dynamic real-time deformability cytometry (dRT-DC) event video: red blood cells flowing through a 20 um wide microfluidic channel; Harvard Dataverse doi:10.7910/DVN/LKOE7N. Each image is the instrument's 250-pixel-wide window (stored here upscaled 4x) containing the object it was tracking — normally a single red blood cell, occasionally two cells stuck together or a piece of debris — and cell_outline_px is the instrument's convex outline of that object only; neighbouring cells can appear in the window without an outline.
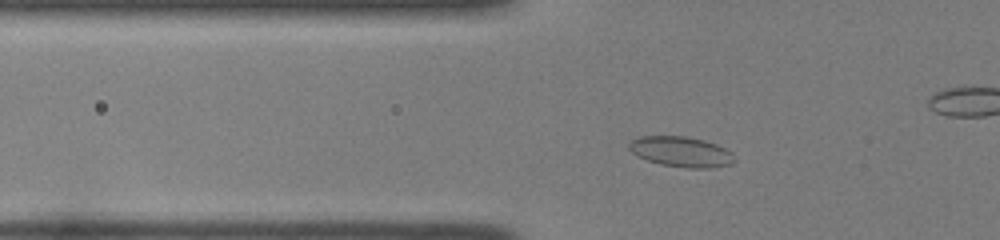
{"species": "common noctule bat (a hibernating species)", "species_latin": "Nyctalus noctula", "temperature_condition": "room temperature", "stored_images_in_passage": 43, "camera_frame_rate_fps": 3000, "um_per_image_px": 0.085, "animal": {"sex": "female", "body_mass_g": 22.0, "forearm_length_mm": 56.7}, "frame": {"image": 1, "passage_image": 9, "time_ms": 2.667, "image_size_px": [1000, 240], "cell_outline_px": [[736, 160], [732, 164], [712, 168], [688, 168], [660, 164], [636, 156], [628, 148], [628, 144], [632, 140], [640, 136], [684, 136], [704, 140], [716, 144], [732, 152]], "centroid_in_image_um": [57.9, 12.9], "position_along_channel_um": 67.9, "area_um2": 18.73}}
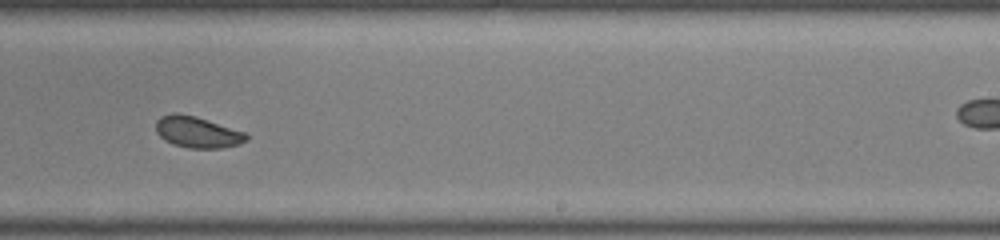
{"frame": {"image": 2, "passage_image": 25, "time_ms": 8.0, "image_size_px": [1000, 240], "cell_outline_px": [[248, 140], [240, 144], [220, 148], [188, 148], [172, 144], [164, 140], [156, 132], [156, 120], [160, 116], [172, 112], [176, 112], [196, 116], [244, 132], [248, 136]], "centroid_in_image_um": [16.74, 11.22], "position_along_channel_um": 272.3, "area_um2": 16.59}}
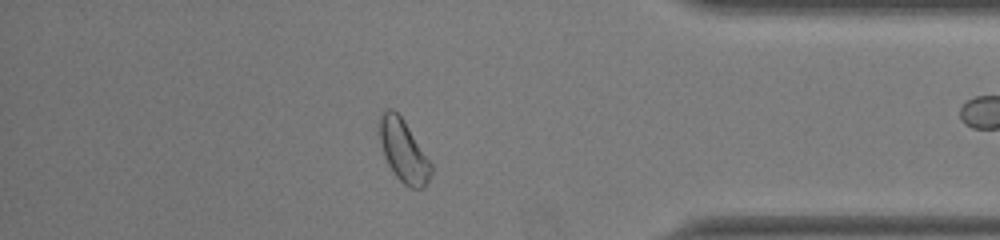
{"frame": {"image": 3, "passage_image": 36, "time_ms": 11.667, "image_size_px": [1000, 240], "cell_outline_px": [[432, 172], [424, 188], [412, 188], [404, 184], [396, 176], [388, 164], [384, 156], [376, 124], [384, 108], [392, 108], [404, 120], [432, 164]], "centroid_in_image_um": [34.26, 12.78], "position_along_channel_um": 400.9, "area_um2": 18.84}, "authors_computed_cell_mechanics": {"area_um2": 17.2822, "velocity_mm_per_s": 3.9401, "shape_relaxation_time_tau1_ms": null, "shape_relaxation_time_tau2_ms": 0.8207, "deformation_change_tau1": null, "deformation_change_tau2": 0.0395}}